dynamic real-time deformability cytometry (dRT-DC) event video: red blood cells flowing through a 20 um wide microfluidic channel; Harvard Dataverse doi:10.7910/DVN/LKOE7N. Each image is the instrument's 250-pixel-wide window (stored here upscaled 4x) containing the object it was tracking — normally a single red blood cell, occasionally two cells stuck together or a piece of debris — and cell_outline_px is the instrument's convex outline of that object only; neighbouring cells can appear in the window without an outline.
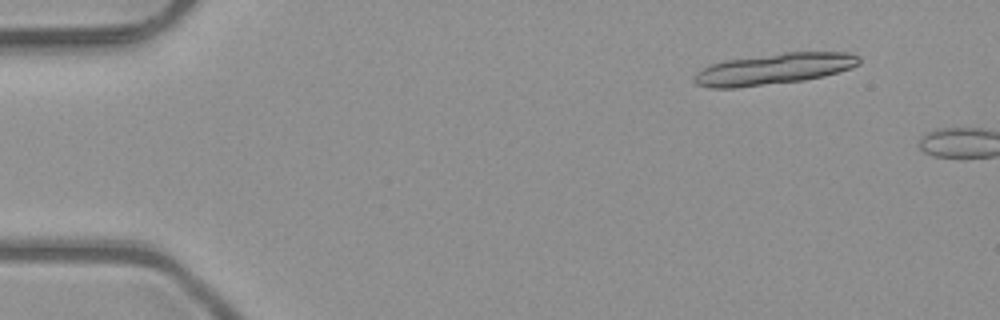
{"species": "common noctule bat (a hibernating species)", "species_latin": "Nyctalus noctula", "temperature_condition": "room temperature", "stored_images_in_passage": 3, "camera_frame_rate_fps": 3000, "um_per_image_px": 0.085, "animal": {"sex": "male", "body_mass_g": 23.1, "forearm_length_mm": 52.7}, "frame": {"image": 1, "passage_image": 2, "time_ms": 0.333, "image_size_px": [1000, 320], "cell_outline_px": [[860, 64], [852, 68], [824, 76], [804, 80], [736, 88], [712, 88], [696, 84], [692, 80], [692, 76], [696, 72], [708, 64], [724, 60], [784, 52], [852, 52], [860, 56]], "centroid_in_image_um": [65.77, 5.85], "position_along_channel_um": 19.2, "area_um2": 30.35}}